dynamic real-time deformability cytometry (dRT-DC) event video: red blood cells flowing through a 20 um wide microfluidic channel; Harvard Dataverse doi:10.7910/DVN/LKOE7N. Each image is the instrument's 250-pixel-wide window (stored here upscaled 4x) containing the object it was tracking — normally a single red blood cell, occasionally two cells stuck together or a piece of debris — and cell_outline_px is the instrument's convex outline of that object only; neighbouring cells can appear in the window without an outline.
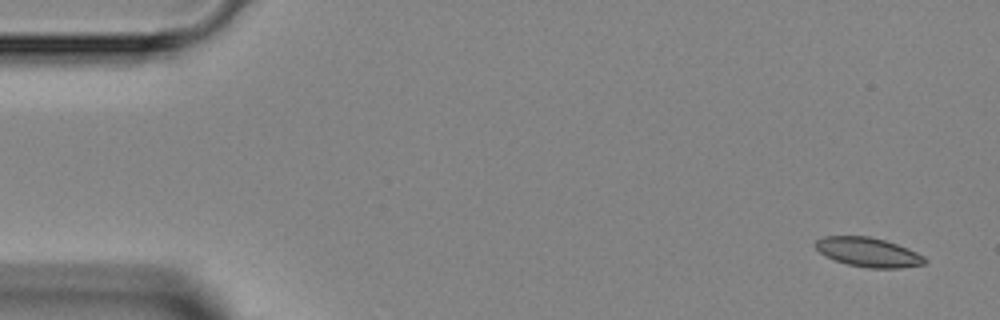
{"species": "Egyptian fruit bat (a non-hibernating species)", "species_latin": "Rousettus aegyptiacus", "temperature_condition": "room temperature", "stored_images_in_passage": 5, "camera_frame_rate_fps": 3000, "um_per_image_px": 0.085, "animal": {"sex": "female"}, "frame": {"image": 1, "passage_image": 1, "time_ms": 0.0, "image_size_px": [1000, 320], "cell_outline_px": [[928, 260], [924, 264], [900, 268], [868, 268], [848, 264], [824, 256], [812, 244], [816, 240], [824, 236], [868, 236], [884, 240], [908, 248], [924, 256]], "centroid_in_image_um": [73.78, 21.43], "position_along_channel_um": 11.2, "area_um2": 18.67}}
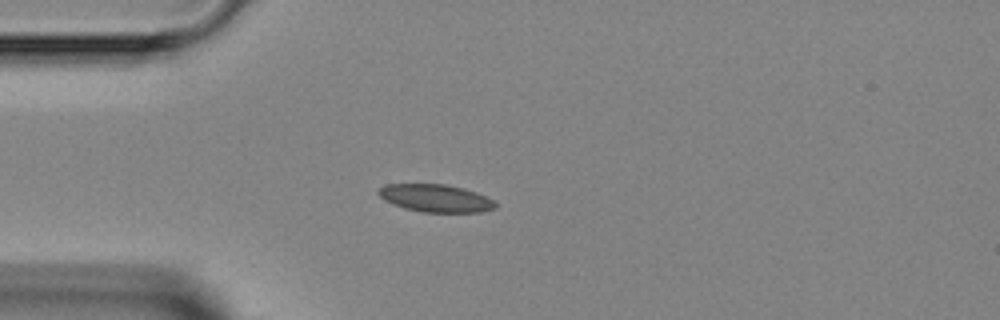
{"frame": {"image": 2, "passage_image": 4, "time_ms": 3.333, "image_size_px": [1000, 320], "cell_outline_px": [[496, 208], [480, 212], [420, 212], [404, 208], [392, 204], [384, 200], [376, 192], [384, 184], [444, 184], [464, 188], [476, 192], [492, 200], [496, 204]], "centroid_in_image_um": [36.99, 16.84], "position_along_channel_um": 48.0, "area_um2": 18.84}}